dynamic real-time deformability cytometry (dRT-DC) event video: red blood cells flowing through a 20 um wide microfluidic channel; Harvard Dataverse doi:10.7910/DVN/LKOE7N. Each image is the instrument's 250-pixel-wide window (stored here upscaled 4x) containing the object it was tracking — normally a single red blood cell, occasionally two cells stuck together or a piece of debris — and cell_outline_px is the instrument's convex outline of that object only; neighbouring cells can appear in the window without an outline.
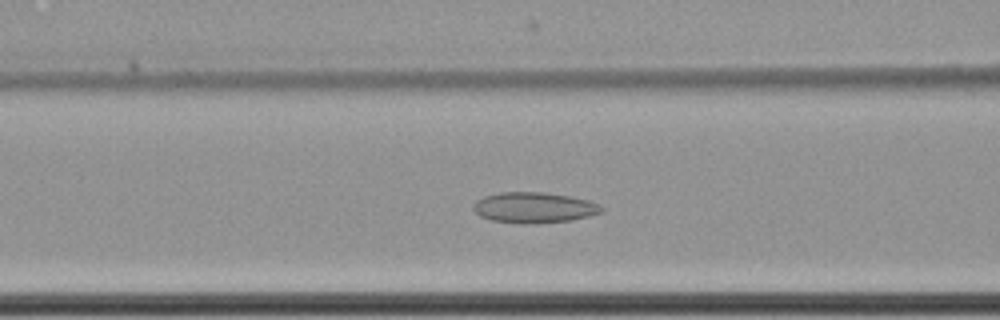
{"species": "common noctule bat (a hibernating species)", "species_latin": "Nyctalus noctula", "temperature_condition": "cold", "stored_images_in_passage": 61, "camera_frame_rate_fps": 3000, "um_per_image_px": 0.085, "animal": {"sex": "female", "body_mass_g": 22.7, "forearm_length_mm": 54.2}, "frame": {"image": 1, "passage_image": 26, "time_ms": 8.333, "image_size_px": [1000, 320], "cell_outline_px": [[604, 212], [572, 220], [524, 224], [492, 220], [480, 216], [472, 208], [476, 200], [484, 196], [500, 192], [544, 192], [568, 196], [588, 200], [600, 204], [604, 208]], "centroid_in_image_um": [45.41, 17.64], "position_along_channel_um": 121.2, "area_um2": 22.89}}
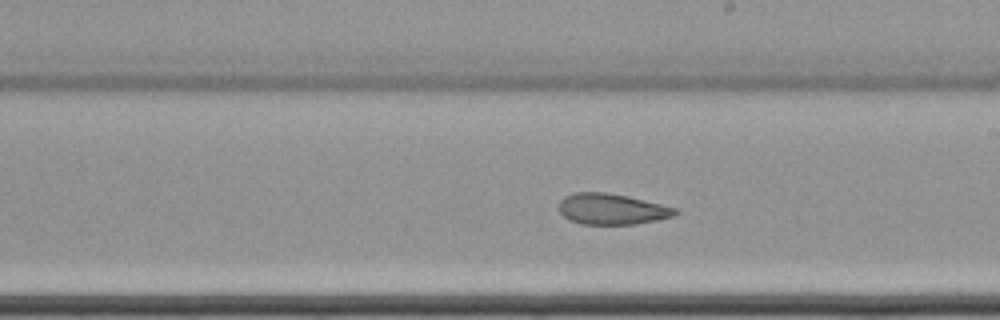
{"frame": {"image": 2, "passage_image": 36, "time_ms": 11.667, "image_size_px": [1000, 320], "cell_outline_px": [[680, 212], [672, 216], [656, 220], [632, 224], [584, 224], [572, 220], [564, 216], [560, 212], [560, 200], [564, 196], [572, 192], [604, 192], [628, 196], [676, 208]], "centroid_in_image_um": [51.99, 17.75], "position_along_channel_um": 237.0, "area_um2": 20.69}}
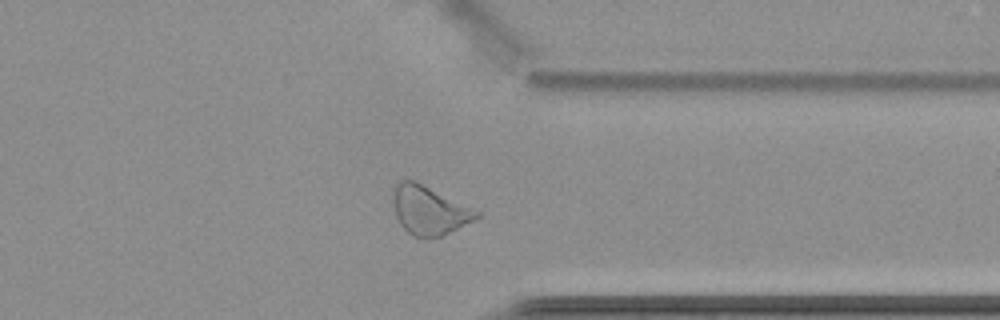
{"frame": {"image": 3, "passage_image": 48, "time_ms": 15.667, "image_size_px": [1000, 320], "cell_outline_px": [[480, 216], [440, 236], [428, 240], [412, 236], [400, 224], [396, 216], [392, 200], [392, 188], [400, 180], [412, 180], [480, 212]], "centroid_in_image_um": [36.39, 17.9], "position_along_channel_um": 375.0, "area_um2": 23.24}, "authors_computed_cell_mechanics": {"area_um2": 26.4146, "velocity_mm_per_s": 3.4753, "shape_relaxation_time_tau1_ms": null, "shape_relaxation_time_tau2_ms": 3.2505, "deformation_change_tau1": null, "deformation_change_tau2": 0.0953}}